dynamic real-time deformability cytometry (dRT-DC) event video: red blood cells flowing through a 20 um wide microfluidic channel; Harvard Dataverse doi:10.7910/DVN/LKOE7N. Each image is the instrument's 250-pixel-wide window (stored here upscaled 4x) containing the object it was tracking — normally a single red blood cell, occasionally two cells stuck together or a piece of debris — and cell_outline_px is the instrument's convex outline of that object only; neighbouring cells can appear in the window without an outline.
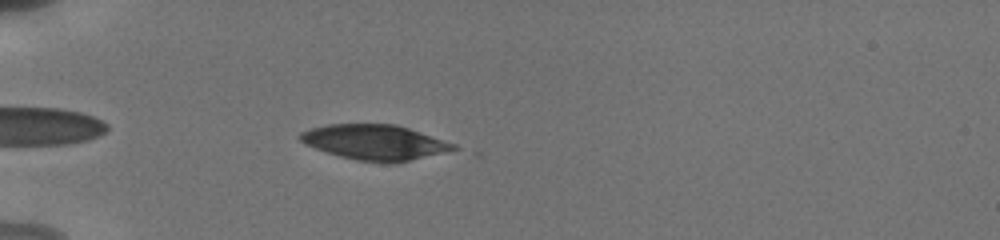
{"species": "human", "species_latin": "Homo sapiens", "temperature_condition": "cold", "stored_images_in_passage": 58, "camera_frame_rate_fps": 3000, "um_per_image_px": 0.085, "donor": {"sex": "male"}, "frame": {"image": 1, "passage_image": 5, "time_ms": 1.0, "image_size_px": [1000, 240], "cell_outline_px": [[460, 148], [392, 164], [388, 164], [356, 160], [340, 156], [304, 144], [296, 136], [300, 132], [312, 128], [328, 124], [396, 124], [456, 144]], "centroid_in_image_um": [31.83, 12.09], "position_along_channel_um": 53.2, "area_um2": 31.27}}
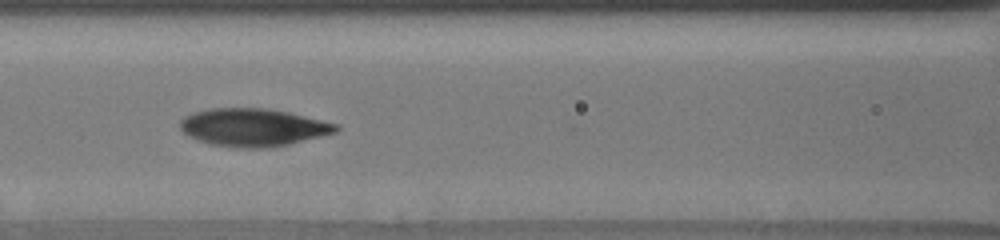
{"frame": {"image": 2, "passage_image": 18, "time_ms": 4.0, "image_size_px": [1000, 240], "cell_outline_px": [[340, 128], [336, 132], [288, 144], [268, 148], [240, 148], [212, 144], [200, 140], [184, 132], [180, 128], [180, 120], [184, 116], [196, 112], [212, 108], [268, 108], [288, 112], [340, 124]], "centroid_in_image_um": [21.55, 10.82], "position_along_channel_um": 145.0, "area_um2": 34.04}}
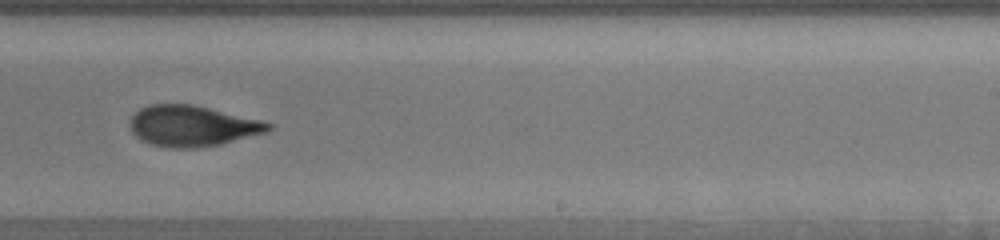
{"frame": {"image": 3, "passage_image": 32, "time_ms": 7.333, "image_size_px": [1000, 240], "cell_outline_px": [[272, 128], [268, 132], [220, 144], [196, 148], [168, 148], [152, 144], [136, 136], [132, 132], [132, 116], [140, 108], [148, 104], [192, 104], [260, 120], [272, 124]], "centroid_in_image_um": [16.36, 10.71], "position_along_channel_um": 272.6, "area_um2": 32.54}, "authors_computed_cell_mechanics": {"area_um2": 32.5414, "velocity_mm_per_s": 3.8415, "shape_relaxation_time_tau1_ms": 4.7691, "shape_relaxation_time_tau2_ms": 2.5545, "deformation_change_tau1": 0.1488, "deformation_change_tau2": 0.0927}}